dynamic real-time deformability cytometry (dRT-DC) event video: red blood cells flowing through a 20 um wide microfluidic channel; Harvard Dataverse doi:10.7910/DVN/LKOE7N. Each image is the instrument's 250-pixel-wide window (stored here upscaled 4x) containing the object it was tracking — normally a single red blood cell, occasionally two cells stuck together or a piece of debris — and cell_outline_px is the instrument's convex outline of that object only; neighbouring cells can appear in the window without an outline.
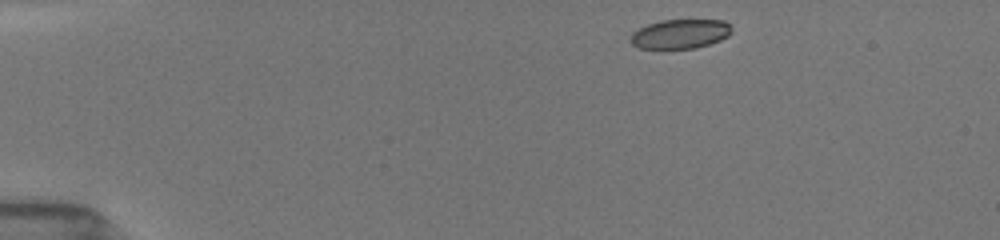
{"species": "common noctule bat (a hibernating species)", "species_latin": "Nyctalus noctula", "temperature_condition": "room temperature", "stored_images_in_passage": 21, "camera_frame_rate_fps": 3000, "um_per_image_px": 0.085, "animal": {"sex": "female", "body_mass_g": 19.5, "forearm_length_mm": 54.1}, "frame": {"image": 1, "passage_image": 1, "time_ms": 0.0, "image_size_px": [1000, 240], "cell_outline_px": [[732, 32], [728, 36], [720, 40], [696, 48], [660, 52], [640, 48], [632, 44], [628, 40], [632, 32], [648, 24], [660, 20], [724, 20], [732, 24]], "centroid_in_image_um": [57.77, 2.93], "position_along_channel_um": 27.2, "area_um2": 18.21}}
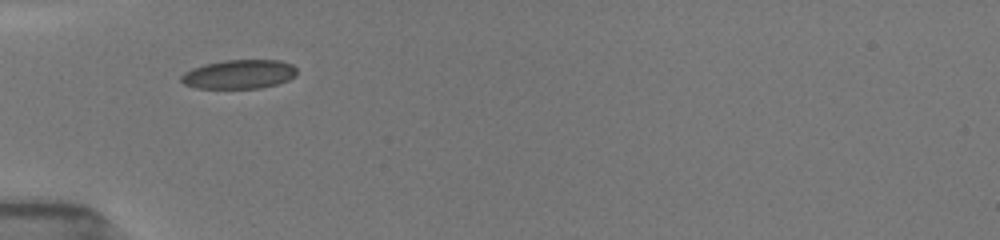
{"frame": {"image": 2, "passage_image": 14, "time_ms": 3.0, "image_size_px": [1000, 240], "cell_outline_px": [[296, 76], [288, 80], [276, 84], [260, 88], [196, 88], [184, 84], [180, 80], [180, 76], [184, 72], [192, 68], [204, 64], [224, 60], [280, 60], [292, 64], [296, 68]], "centroid_in_image_um": [20.31, 6.31], "position_along_channel_um": 64.7, "area_um2": 19.65}}
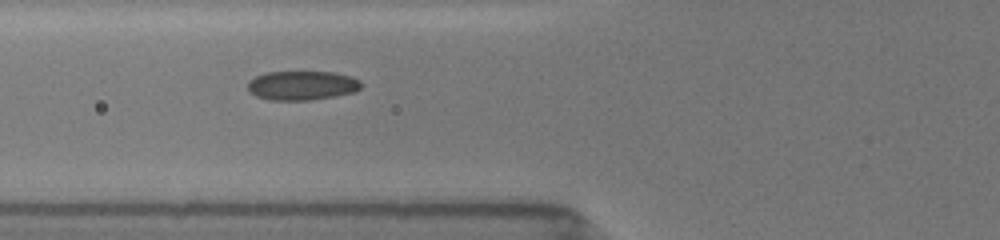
{"frame": {"image": 3, "passage_image": 20, "time_ms": 4.0, "image_size_px": [1000, 240], "cell_outline_px": [[360, 88], [352, 92], [336, 96], [312, 100], [268, 100], [256, 96], [248, 92], [248, 80], [264, 72], [332, 72], [352, 76], [360, 80]], "centroid_in_image_um": [25.63, 7.26], "position_along_channel_um": 100.2, "area_um2": 19.42}}